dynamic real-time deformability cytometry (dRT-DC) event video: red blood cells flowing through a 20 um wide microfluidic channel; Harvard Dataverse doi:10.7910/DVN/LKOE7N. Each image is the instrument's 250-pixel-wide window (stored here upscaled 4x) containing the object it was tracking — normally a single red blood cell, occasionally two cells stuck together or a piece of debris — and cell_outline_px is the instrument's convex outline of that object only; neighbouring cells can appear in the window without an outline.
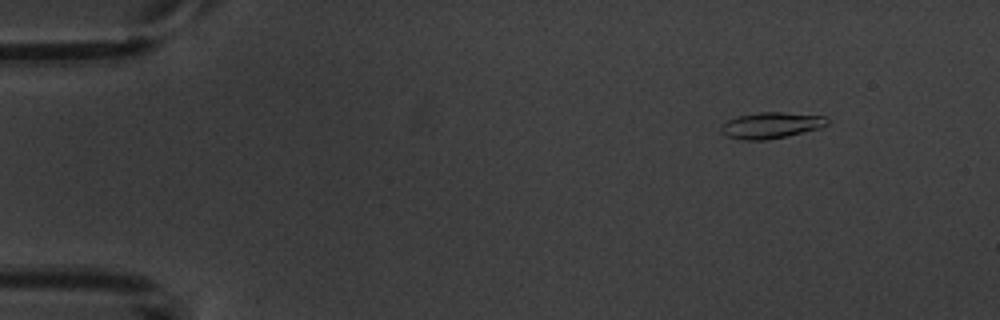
{"species": "common noctule bat (a hibernating species)", "species_latin": "Nyctalus noctula", "temperature_condition": "warm", "stored_images_in_passage": 4, "camera_frame_rate_fps": 3000, "um_per_image_px": 0.085, "animal": {"sex": "male", "body_mass_g": 20.1, "forearm_length_mm": 53.5}, "frame": {"image": 1, "passage_image": 2, "time_ms": 1.0, "image_size_px": [1000, 320], "cell_outline_px": [[828, 124], [820, 128], [784, 136], [764, 140], [744, 140], [728, 136], [720, 132], [720, 128], [728, 120], [740, 116], [760, 112], [780, 112], [824, 116], [828, 120]], "centroid_in_image_um": [65.54, 10.65], "position_along_channel_um": 19.5, "area_um2": 15.78}}